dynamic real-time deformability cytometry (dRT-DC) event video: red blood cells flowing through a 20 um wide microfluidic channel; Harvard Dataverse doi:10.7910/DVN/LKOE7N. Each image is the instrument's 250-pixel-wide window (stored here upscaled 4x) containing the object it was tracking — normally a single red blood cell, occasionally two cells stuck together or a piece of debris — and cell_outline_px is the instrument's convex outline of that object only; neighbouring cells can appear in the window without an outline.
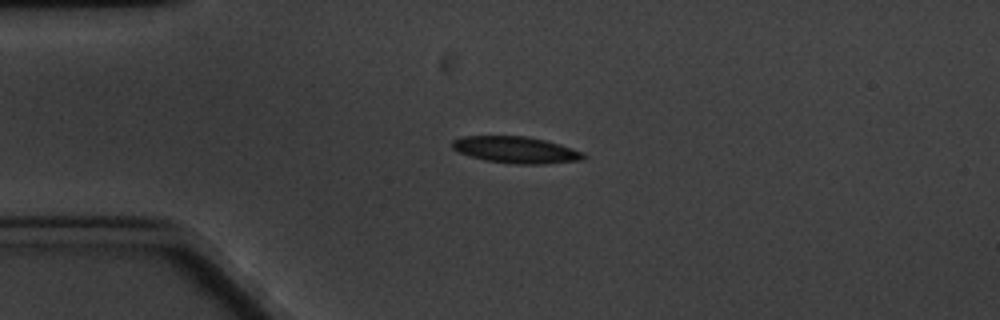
{"species": "common noctule bat (a hibernating species)", "species_latin": "Nyctalus noctula", "temperature_condition": "cold", "stored_images_in_passage": 4, "camera_frame_rate_fps": 3000, "um_per_image_px": 0.085, "animal": {"sex": "male", "body_mass_g": 20.1, "forearm_length_mm": 53.5}, "frame": {"image": 1, "passage_image": 3, "time_ms": 2.333, "image_size_px": [1000, 320], "cell_outline_px": [[588, 156], [584, 160], [544, 164], [516, 164], [484, 160], [460, 152], [452, 148], [452, 140], [464, 136], [524, 136], [544, 140], [560, 144], [584, 152]], "centroid_in_image_um": [43.91, 12.74], "position_along_channel_um": 41.1, "area_um2": 20.35}}